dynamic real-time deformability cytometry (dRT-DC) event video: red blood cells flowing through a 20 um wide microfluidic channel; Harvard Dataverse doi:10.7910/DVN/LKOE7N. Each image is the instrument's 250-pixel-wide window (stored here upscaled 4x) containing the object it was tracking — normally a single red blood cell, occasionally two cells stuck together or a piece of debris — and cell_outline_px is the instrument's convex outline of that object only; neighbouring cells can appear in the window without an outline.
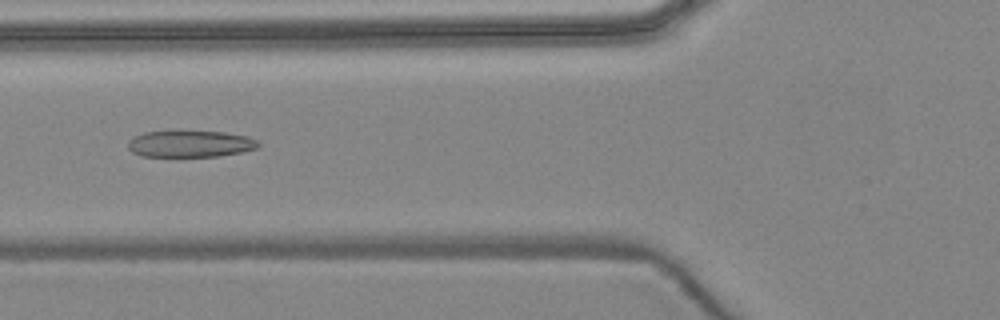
{"species": "common noctule bat (a hibernating species)", "species_latin": "Nyctalus noctula", "temperature_condition": "warm", "stored_images_in_passage": 4, "camera_frame_rate_fps": 3000, "um_per_image_px": 0.085, "animal": {"sex": "female", "body_mass_g": 24.6, "forearm_length_mm": 56.2}, "frame": {"image": 1, "passage_image": 4, "time_ms": 3.333, "image_size_px": [1000, 320], "cell_outline_px": [[260, 144], [256, 148], [240, 152], [216, 156], [140, 156], [132, 152], [128, 148], [128, 140], [132, 136], [144, 132], [224, 132], [248, 136], [256, 140]], "centroid_in_image_um": [16.13, 12.23], "position_along_channel_um": 109.7, "area_um2": 19.94}}